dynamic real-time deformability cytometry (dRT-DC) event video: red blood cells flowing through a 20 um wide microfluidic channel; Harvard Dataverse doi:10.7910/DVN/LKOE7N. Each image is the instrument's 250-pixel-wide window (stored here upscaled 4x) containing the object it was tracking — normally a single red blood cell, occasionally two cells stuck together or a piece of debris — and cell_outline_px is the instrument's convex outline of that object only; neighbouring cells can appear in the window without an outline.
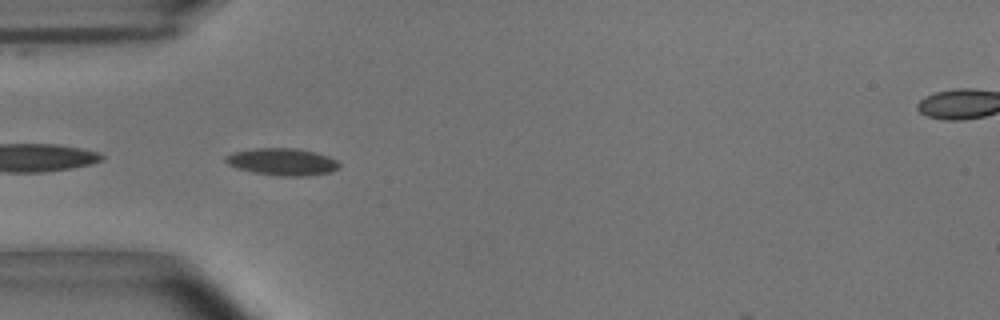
{"species": "common noctule bat (a hibernating species)", "species_latin": "Nyctalus noctula", "temperature_condition": "room temperature", "stored_images_in_passage": 18, "camera_frame_rate_fps": 3000, "um_per_image_px": 0.085, "animal": {"sex": "male", "body_mass_g": 15.6}, "frame": {"image": 1, "passage_image": 1, "time_ms": 0.0, "image_size_px": [1000, 320], "cell_outline_px": [[340, 168], [332, 172], [308, 176], [280, 176], [252, 172], [236, 168], [228, 164], [224, 160], [228, 156], [236, 152], [256, 148], [296, 148], [316, 152], [328, 156], [336, 160], [340, 164]], "centroid_in_image_um": [24.05, 13.76], "position_along_channel_um": 60.9, "area_um2": 17.98}}